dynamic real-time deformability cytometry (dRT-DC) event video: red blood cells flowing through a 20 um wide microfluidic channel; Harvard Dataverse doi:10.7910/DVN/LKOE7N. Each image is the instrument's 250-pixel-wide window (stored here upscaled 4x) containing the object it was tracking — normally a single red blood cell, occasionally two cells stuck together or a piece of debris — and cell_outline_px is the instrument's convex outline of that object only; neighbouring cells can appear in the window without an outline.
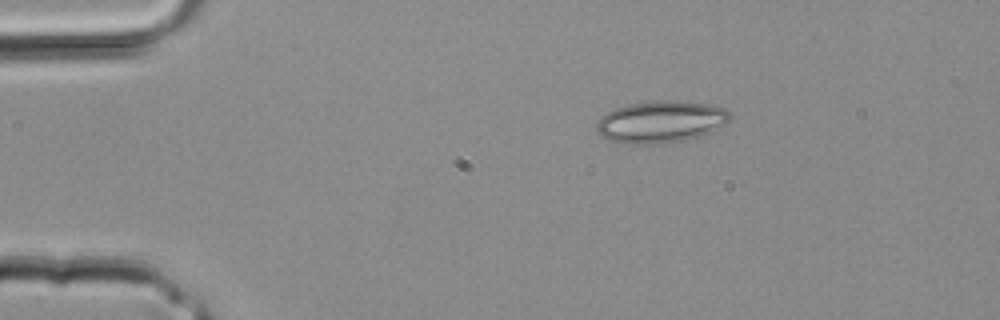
{"species": "common noctule bat (a hibernating species)", "species_latin": "Nyctalus noctula", "temperature_condition": "room temperature", "stored_images_in_passage": 2, "camera_frame_rate_fps": 3000, "um_per_image_px": 0.085, "animal": {"sex": "male", "body_mass_g": 20.4}, "frame": {"image": 1, "passage_image": 1, "time_ms": 0.0, "image_size_px": [1000, 320], "cell_outline_px": [[732, 116], [724, 124], [712, 132], [684, 140], [660, 144], [632, 144], [608, 140], [600, 136], [596, 132], [596, 124], [600, 116], [616, 108], [628, 104], [660, 100], [676, 100], [708, 104], [724, 108]], "centroid_in_image_um": [56.14, 10.36], "position_along_channel_um": 28.9, "area_um2": 32.71}}